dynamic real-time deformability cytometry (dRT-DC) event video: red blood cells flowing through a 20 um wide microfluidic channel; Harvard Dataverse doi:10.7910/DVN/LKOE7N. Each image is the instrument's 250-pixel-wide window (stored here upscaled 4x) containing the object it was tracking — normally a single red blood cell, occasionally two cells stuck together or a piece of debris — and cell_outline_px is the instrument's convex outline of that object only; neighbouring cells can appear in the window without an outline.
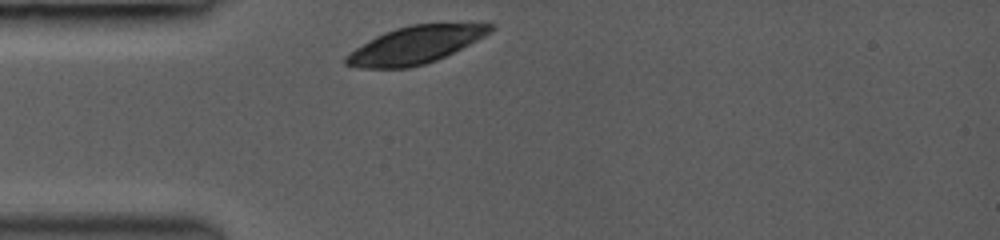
{"species": "common noctule bat (a hibernating species)", "species_latin": "Nyctalus noctula", "temperature_condition": "room temperature", "stored_images_in_passage": 1, "camera_frame_rate_fps": 3000, "um_per_image_px": 0.085, "animal": {"sex": "female", "body_mass_g": 19.0, "forearm_length_mm": 53.3}, "frame": {"image": 1, "passage_image": 1, "time_ms": 0.0, "image_size_px": [1000, 240], "cell_outline_px": [[496, 28], [492, 32], [436, 60], [424, 64], [408, 68], [356, 68], [344, 64], [344, 56], [368, 40], [384, 32], [396, 28], [412, 24], [496, 24]], "centroid_in_image_um": [35.25, 3.83], "position_along_channel_um": 49.7, "area_um2": 31.1}}